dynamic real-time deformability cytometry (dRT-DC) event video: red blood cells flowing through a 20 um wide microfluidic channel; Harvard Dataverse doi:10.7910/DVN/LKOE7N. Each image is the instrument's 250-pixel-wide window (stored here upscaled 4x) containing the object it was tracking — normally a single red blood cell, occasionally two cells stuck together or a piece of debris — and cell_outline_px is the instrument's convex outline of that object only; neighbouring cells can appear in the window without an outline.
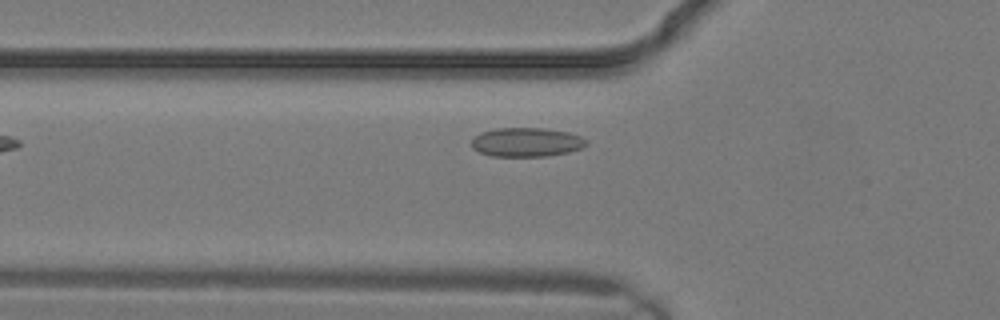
{"species": "common noctule bat (a hibernating species)", "species_latin": "Nyctalus noctula", "temperature_condition": "warm", "stored_images_in_passage": 6, "camera_frame_rate_fps": 3000, "um_per_image_px": 0.085, "animal": {"sex": "male", "body_mass_g": 19.2, "forearm_length_mm": 51.8}, "frame": {"image": 1, "passage_image": 2, "time_ms": 0.333, "image_size_px": [1000, 320], "cell_outline_px": [[588, 144], [580, 148], [568, 152], [548, 156], [492, 156], [480, 152], [472, 148], [472, 140], [480, 132], [496, 128], [544, 128], [568, 132], [580, 136], [588, 140]], "centroid_in_image_um": [44.76, 12.08], "position_along_channel_um": 81.0, "area_um2": 19.42}}
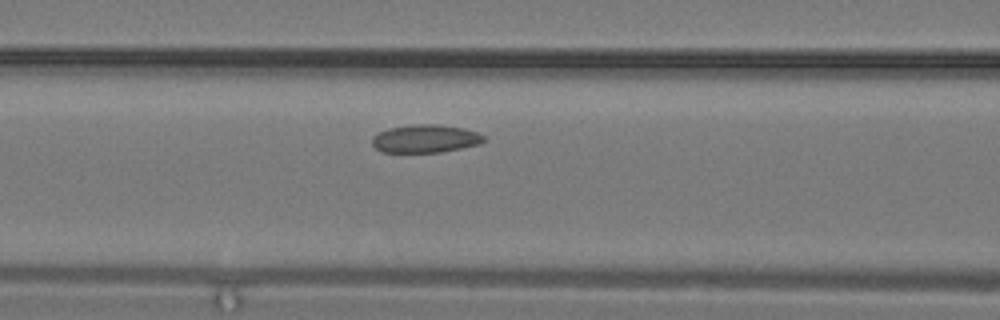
{"frame": {"image": 2, "passage_image": 4, "time_ms": 1.0, "image_size_px": [1000, 320], "cell_outline_px": [[484, 140], [480, 144], [440, 152], [380, 152], [372, 144], [372, 136], [388, 128], [416, 124], [440, 124], [464, 128], [476, 132], [484, 136]], "centroid_in_image_um": [36.14, 11.78], "position_along_channel_um": 130.5, "area_um2": 18.21}}
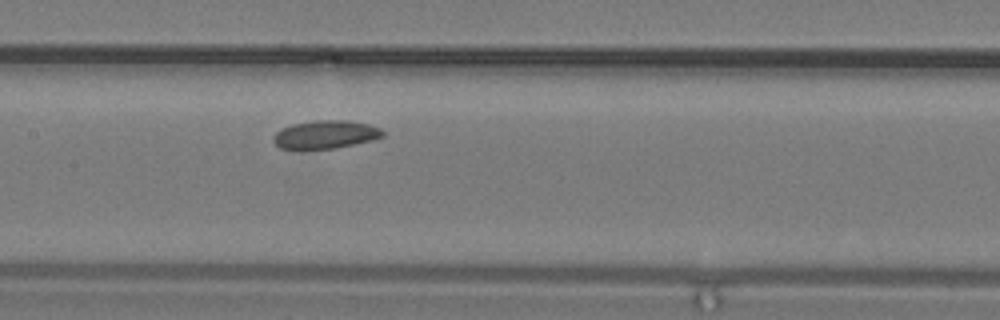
{"frame": {"image": 3, "passage_image": 6, "time_ms": 1.667, "image_size_px": [1000, 320], "cell_outline_px": [[384, 136], [372, 140], [336, 148], [280, 148], [272, 140], [272, 136], [280, 128], [292, 124], [312, 120], [348, 120], [368, 124], [380, 128], [384, 132]], "centroid_in_image_um": [27.66, 11.41], "position_along_channel_um": 179.7, "area_um2": 17.92}}